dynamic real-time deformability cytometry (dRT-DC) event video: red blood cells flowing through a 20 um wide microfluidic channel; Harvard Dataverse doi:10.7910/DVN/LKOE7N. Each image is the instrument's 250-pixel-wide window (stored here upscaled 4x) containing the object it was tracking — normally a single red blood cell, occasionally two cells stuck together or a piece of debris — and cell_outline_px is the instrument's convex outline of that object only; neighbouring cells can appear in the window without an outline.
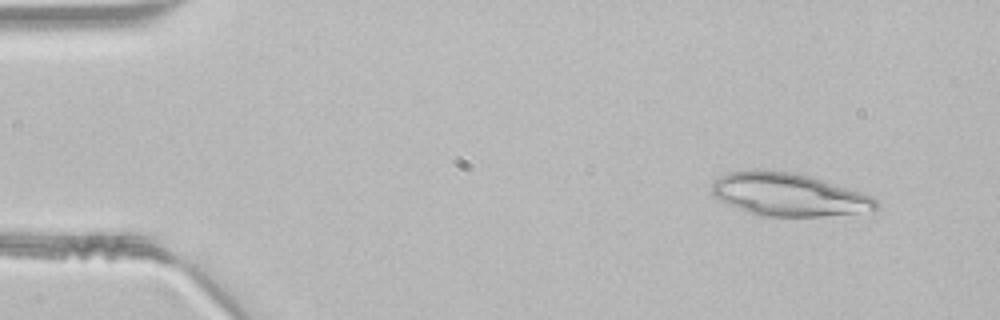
{"species": "common noctule bat (a hibernating species)", "species_latin": "Nyctalus noctula", "temperature_condition": "room temperature", "stored_images_in_passage": 43, "camera_frame_rate_fps": 3000, "um_per_image_px": 0.085, "animal": {"sex": "male", "body_mass_g": 21.5, "forearm_length_mm": 52.0}, "frame": {"image": 1, "passage_image": 1, "time_ms": 0.0, "image_size_px": [1000, 320], "cell_outline_px": [[880, 208], [852, 212], [820, 216], [756, 216], [720, 200], [712, 192], [712, 184], [720, 176], [728, 172], [764, 168], [792, 172], [808, 176], [872, 196], [880, 204]], "centroid_in_image_um": [66.96, 16.52], "position_along_channel_um": 18.0, "area_um2": 40.52}}